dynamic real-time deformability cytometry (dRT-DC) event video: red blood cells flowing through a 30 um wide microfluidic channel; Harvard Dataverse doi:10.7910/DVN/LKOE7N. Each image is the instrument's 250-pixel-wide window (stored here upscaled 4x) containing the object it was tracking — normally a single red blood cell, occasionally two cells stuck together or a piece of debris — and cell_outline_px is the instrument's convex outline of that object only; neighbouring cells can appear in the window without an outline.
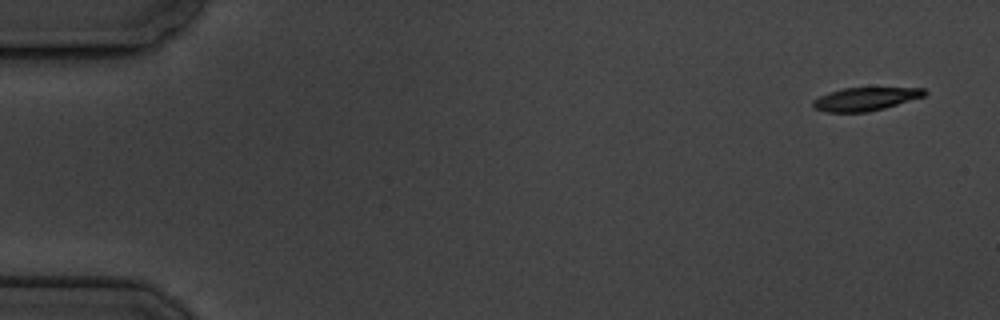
{"species": "common noctule bat (a hibernating species)", "species_latin": "Nyctalus noctula", "temperature_condition": "cold", "stored_images_in_passage": 5, "camera_frame_rate_fps": 3000, "um_per_image_px": 0.085, "animal": {"sex": "male", "body_mass_g": 19.5, "forearm_length_mm": 54.6}, "frame": {"image": 1, "passage_image": 1, "time_ms": 0.0, "image_size_px": [1000, 320], "cell_outline_px": [[928, 92], [924, 96], [884, 108], [868, 112], [828, 112], [816, 108], [812, 104], [812, 100], [828, 92], [844, 88], [924, 88]], "centroid_in_image_um": [73.55, 8.41], "position_along_channel_um": 11.4, "area_um2": 14.91}}
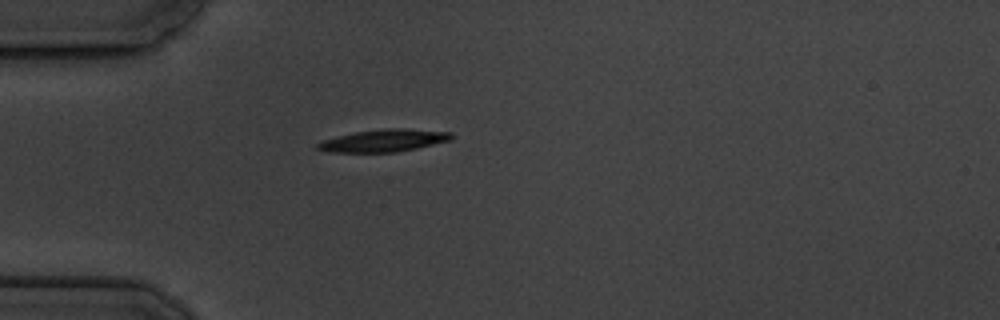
{"frame": {"image": 2, "passage_image": 5, "time_ms": 4.667, "image_size_px": [1000, 320], "cell_outline_px": [[452, 140], [416, 148], [396, 152], [332, 152], [316, 148], [316, 144], [320, 140], [356, 132], [388, 128], [404, 128], [452, 132]], "centroid_in_image_um": [32.63, 11.94], "position_along_channel_um": 52.4, "area_um2": 17.34}}